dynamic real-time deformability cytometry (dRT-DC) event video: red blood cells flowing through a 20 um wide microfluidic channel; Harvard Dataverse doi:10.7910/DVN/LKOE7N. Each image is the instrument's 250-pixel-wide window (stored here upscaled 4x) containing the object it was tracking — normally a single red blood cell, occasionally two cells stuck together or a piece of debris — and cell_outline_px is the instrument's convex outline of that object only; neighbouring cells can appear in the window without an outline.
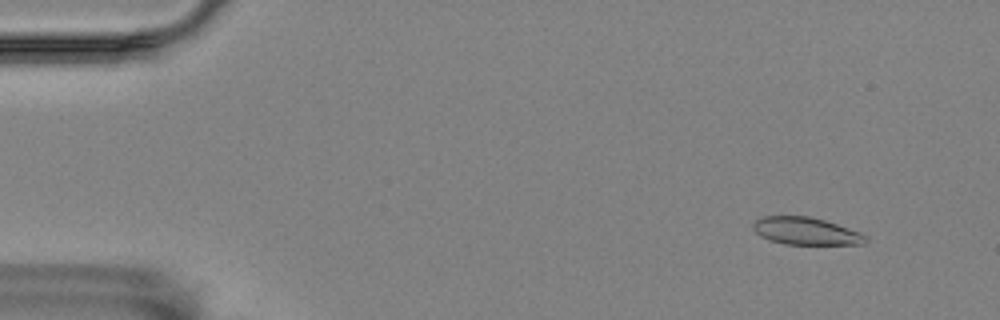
{"species": "Egyptian fruit bat (a non-hibernating species)", "species_latin": "Rousettus aegyptiacus", "temperature_condition": "room temperature", "stored_images_in_passage": 56, "camera_frame_rate_fps": 3000, "um_per_image_px": 0.085, "animal": {"sex": "female"}, "frame": {"image": 1, "passage_image": 5, "time_ms": 1.333, "image_size_px": [1000, 320], "cell_outline_px": [[868, 240], [864, 244], [784, 244], [760, 236], [752, 228], [752, 224], [760, 216], [808, 216], [824, 220], [860, 232], [868, 236]], "centroid_in_image_um": [68.5, 19.64], "position_along_channel_um": 16.5, "area_um2": 17.92}}
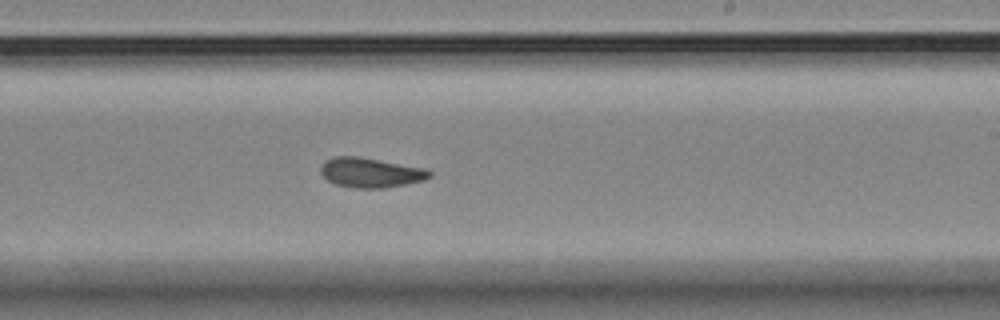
{"frame": {"image": 2, "passage_image": 34, "time_ms": 11.0, "image_size_px": [1000, 320], "cell_outline_px": [[432, 176], [424, 180], [384, 188], [356, 188], [336, 184], [328, 180], [320, 172], [320, 164], [324, 160], [332, 156], [360, 156], [424, 168], [432, 172]], "centroid_in_image_um": [31.47, 14.65], "position_along_channel_um": 257.5, "area_um2": 18.96}}
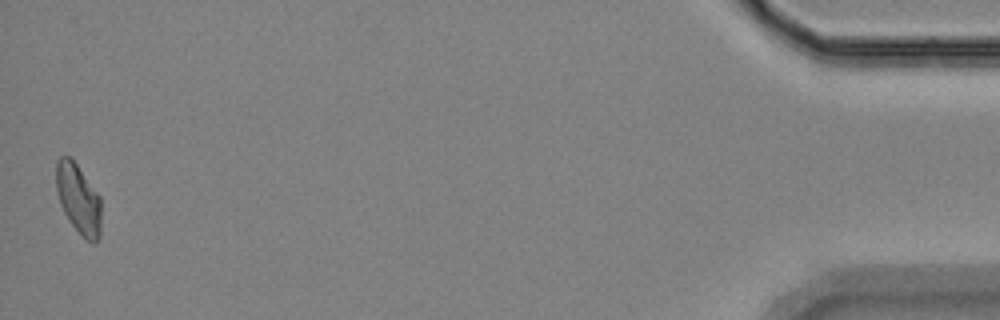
{"frame": {"image": 3, "passage_image": 56, "time_ms": 18.333, "image_size_px": [1000, 320], "cell_outline_px": [[100, 236], [96, 240], [84, 240], [72, 224], [64, 212], [60, 204], [56, 188], [56, 160], [60, 156], [68, 156], [76, 164], [100, 196]], "centroid_in_image_um": [6.65, 16.89], "position_along_channel_um": 428.6, "area_um2": 18.03}, "authors_computed_cell_mechanics": {"area_um2": 18.6405, "velocity_mm_per_s": 3.5284, "shape_relaxation_time_tau1_ms": 7.7151, "shape_relaxation_time_tau2_ms": 2.2994, "deformation_change_tau1": 0.193, "deformation_change_tau2": 0.084}}